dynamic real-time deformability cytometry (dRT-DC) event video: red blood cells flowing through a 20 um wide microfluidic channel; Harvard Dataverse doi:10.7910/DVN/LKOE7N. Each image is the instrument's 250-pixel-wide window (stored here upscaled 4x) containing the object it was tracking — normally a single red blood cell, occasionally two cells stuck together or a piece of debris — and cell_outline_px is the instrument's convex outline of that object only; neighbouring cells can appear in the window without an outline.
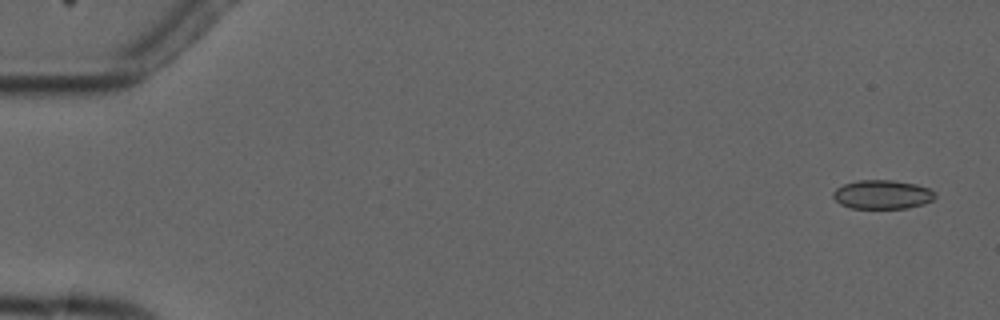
{"species": "common noctule bat (a hibernating species)", "species_latin": "Nyctalus noctula", "temperature_condition": "cold", "stored_images_in_passage": 4, "camera_frame_rate_fps": 3000, "um_per_image_px": 0.085, "animal": {"sex": "male", "forearm_length_mm": 52.5}, "frame": {"image": 1, "passage_image": 1, "time_ms": 0.0, "image_size_px": [1000, 320], "cell_outline_px": [[936, 196], [932, 200], [924, 204], [908, 208], [852, 208], [840, 204], [832, 196], [832, 192], [836, 188], [844, 184], [860, 180], [892, 180], [916, 184], [928, 188], [936, 192]], "centroid_in_image_um": [75.01, 16.53], "position_along_channel_um": 10.0, "area_um2": 17.22}}